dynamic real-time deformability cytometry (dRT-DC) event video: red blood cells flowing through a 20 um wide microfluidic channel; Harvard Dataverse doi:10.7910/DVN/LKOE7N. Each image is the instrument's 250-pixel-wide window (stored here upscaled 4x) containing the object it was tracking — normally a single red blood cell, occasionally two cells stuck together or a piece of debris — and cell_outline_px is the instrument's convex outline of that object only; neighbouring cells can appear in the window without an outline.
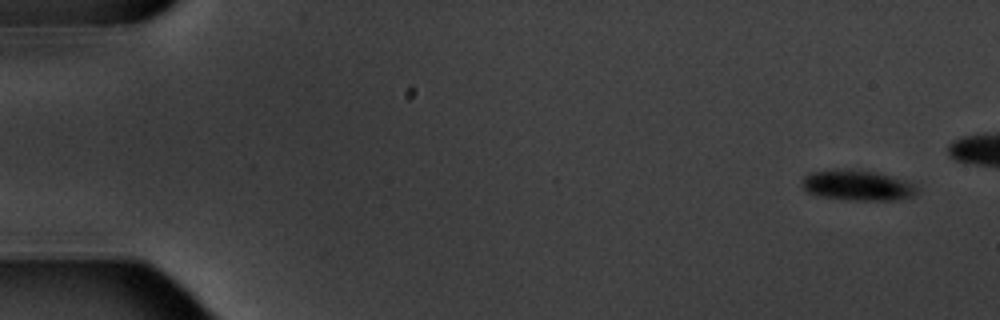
{"species": "common noctule bat (a hibernating species)", "species_latin": "Nyctalus noctula", "temperature_condition": "warm", "stored_images_in_passage": 6, "camera_frame_rate_fps": 3000, "um_per_image_px": 0.085, "animal": {"sex": "male", "body_mass_g": 20.1, "forearm_length_mm": 53.5}, "frame": {"image": 1, "passage_image": 1, "time_ms": 0.0, "image_size_px": [1000, 320], "cell_outline_px": [[920, 192], [912, 196], [896, 200], [848, 200], [816, 196], [808, 192], [804, 188], [800, 180], [808, 172], [872, 172], [904, 180], [912, 184]], "centroid_in_image_um": [72.87, 15.82], "position_along_channel_um": 12.1, "area_um2": 19.48}}